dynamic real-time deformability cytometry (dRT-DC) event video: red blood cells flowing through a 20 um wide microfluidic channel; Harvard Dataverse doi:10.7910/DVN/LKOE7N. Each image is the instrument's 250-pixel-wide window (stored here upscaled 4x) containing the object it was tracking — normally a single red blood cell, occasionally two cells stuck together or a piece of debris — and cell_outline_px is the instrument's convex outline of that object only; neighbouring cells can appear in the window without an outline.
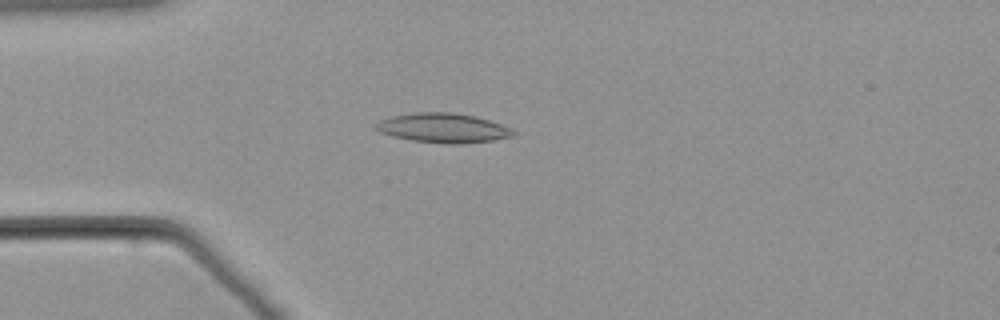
{"species": "common noctule bat (a hibernating species)", "species_latin": "Nyctalus noctula", "temperature_condition": "warm", "stored_images_in_passage": 57, "camera_frame_rate_fps": 3000, "um_per_image_px": 0.085, "animal": {"sex": "male", "body_mass_g": 21.5, "forearm_length_mm": 52.0}, "frame": {"image": 1, "passage_image": 16, "time_ms": 5.0, "image_size_px": [1000, 320], "cell_outline_px": [[516, 132], [512, 136], [492, 140], [460, 144], [444, 144], [412, 140], [392, 136], [380, 132], [376, 128], [376, 124], [380, 120], [392, 116], [416, 112], [452, 112], [476, 116], [500, 124]], "centroid_in_image_um": [37.64, 10.87], "position_along_channel_um": 47.4, "area_um2": 23.41}}
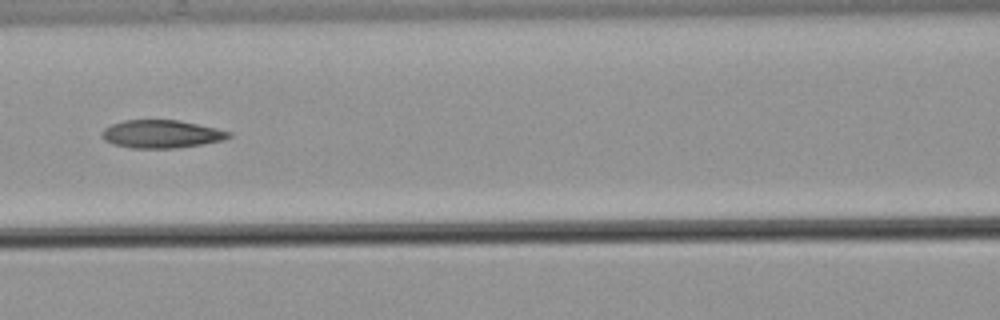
{"frame": {"image": 2, "passage_image": 26, "time_ms": 8.333, "image_size_px": [1000, 320], "cell_outline_px": [[232, 136], [224, 140], [204, 144], [176, 148], [132, 148], [112, 144], [104, 140], [100, 136], [100, 132], [104, 128], [112, 124], [124, 120], [180, 120], [216, 128], [232, 132]], "centroid_in_image_um": [13.71, 11.39], "position_along_channel_um": 152.9, "area_um2": 20.92}}
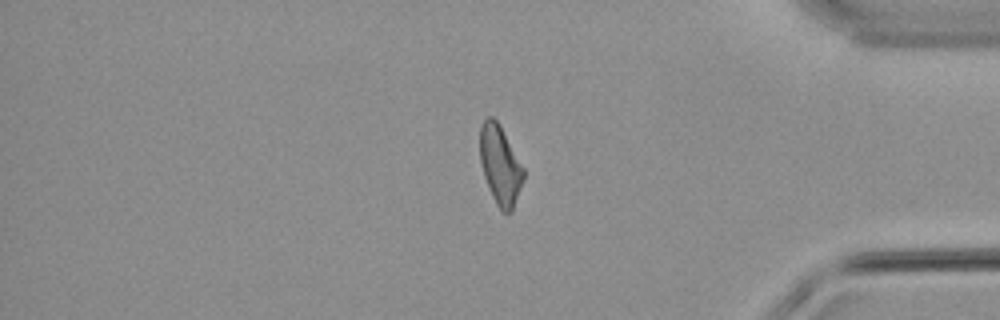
{"frame": {"image": 3, "passage_image": 48, "time_ms": 15.667, "image_size_px": [1000, 320], "cell_outline_px": [[524, 180], [512, 212], [504, 212], [496, 204], [492, 196], [484, 176], [480, 160], [480, 124], [488, 116], [492, 116], [500, 124], [524, 168]], "centroid_in_image_um": [42.52, 14.01], "position_along_channel_um": 392.7, "area_um2": 20.11}}